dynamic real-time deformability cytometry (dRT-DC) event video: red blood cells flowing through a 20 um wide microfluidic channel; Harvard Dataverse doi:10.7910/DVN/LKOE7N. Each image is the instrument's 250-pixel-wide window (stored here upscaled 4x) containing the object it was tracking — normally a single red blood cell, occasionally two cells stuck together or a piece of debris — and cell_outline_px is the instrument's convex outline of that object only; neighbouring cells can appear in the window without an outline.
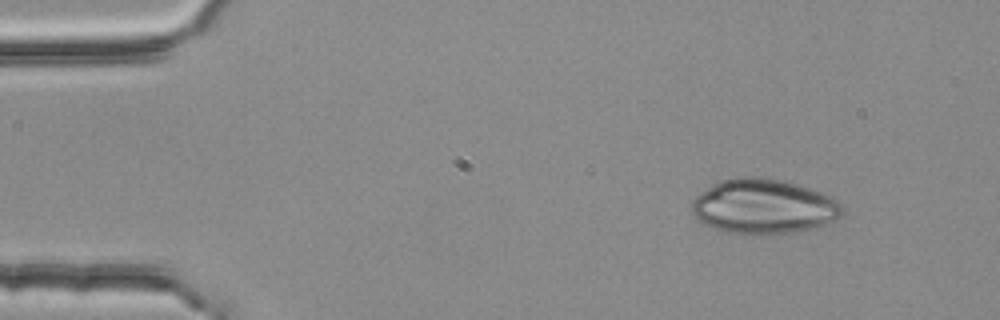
{"species": "common noctule bat (a hibernating species)", "species_latin": "Nyctalus noctula", "temperature_condition": "room temperature", "stored_images_in_passage": 3, "camera_frame_rate_fps": 3000, "um_per_image_px": 0.085, "animal": {"sex": "female", "body_mass_g": 25.1}, "frame": {"image": 1, "passage_image": 1, "time_ms": 0.0, "image_size_px": [1000, 320], "cell_outline_px": [[844, 216], [836, 220], [816, 228], [792, 232], [744, 236], [716, 228], [696, 220], [692, 212], [692, 200], [700, 192], [712, 184], [720, 180], [740, 176], [764, 176], [784, 180], [800, 184], [832, 196], [840, 200], [844, 208]], "centroid_in_image_um": [64.96, 17.54], "position_along_channel_um": 20.0, "area_um2": 49.13}}